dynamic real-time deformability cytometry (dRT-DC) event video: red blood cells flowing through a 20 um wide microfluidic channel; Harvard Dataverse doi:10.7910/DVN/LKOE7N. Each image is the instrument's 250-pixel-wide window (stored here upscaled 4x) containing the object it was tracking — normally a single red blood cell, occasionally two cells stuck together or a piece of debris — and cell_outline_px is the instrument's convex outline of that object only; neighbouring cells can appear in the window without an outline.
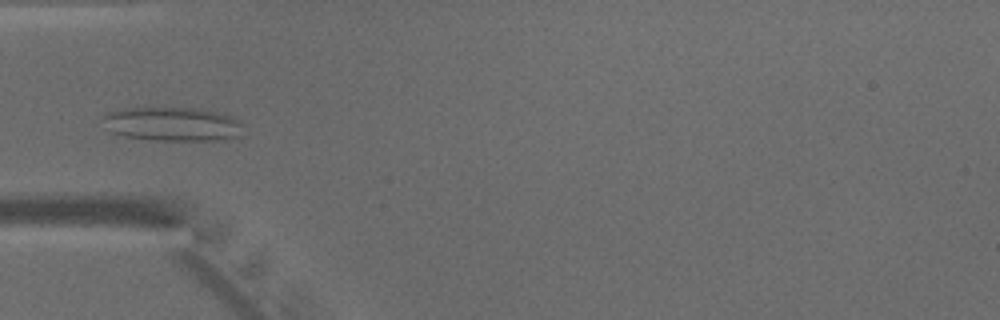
{"species": "common noctule bat (a hibernating species)", "species_latin": "Nyctalus noctula", "temperature_condition": "warm", "stored_images_in_passage": 7, "camera_frame_rate_fps": 3000, "um_per_image_px": 0.085, "animal": {"sex": "male", "body_mass_g": 15.6}, "frame": {"image": 1, "passage_image": 4, "time_ms": 1.0, "image_size_px": [1000, 320], "cell_outline_px": [[240, 136], [212, 140], [156, 140], [124, 136], [112, 132], [100, 116], [108, 112], [124, 108], [196, 108], [236, 116], [240, 120]], "centroid_in_image_um": [14.65, 10.53], "position_along_channel_um": 70.3, "area_um2": 27.57}}